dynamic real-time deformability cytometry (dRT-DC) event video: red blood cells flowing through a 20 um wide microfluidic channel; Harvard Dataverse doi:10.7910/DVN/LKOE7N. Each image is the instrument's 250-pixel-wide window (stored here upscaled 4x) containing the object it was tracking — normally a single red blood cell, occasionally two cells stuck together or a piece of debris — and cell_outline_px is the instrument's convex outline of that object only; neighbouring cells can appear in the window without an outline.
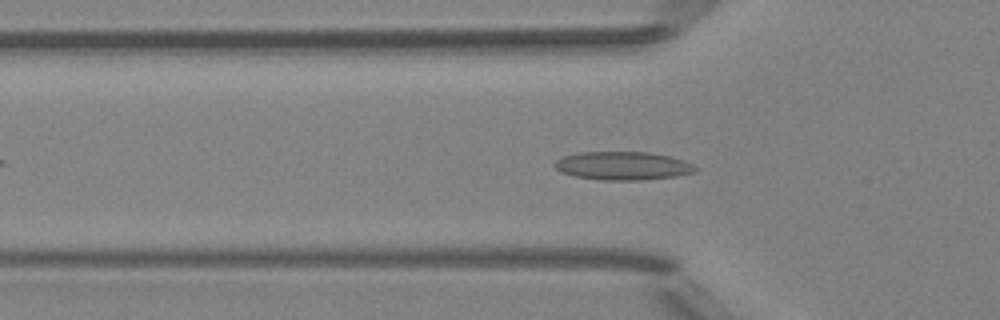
{"species": "Egyptian fruit bat (a non-hibernating species)", "species_latin": "Rousettus aegyptiacus", "temperature_condition": "room temperature", "stored_images_in_passage": 42, "segment_of_instrument_passage": [1, 2], "camera_frame_rate_fps": 3000, "um_per_image_px": 0.085, "animal": {"sex": "female"}, "frame": {"image": 1, "passage_image": 11, "time_ms": 3.333, "image_size_px": [1000, 320], "cell_outline_px": [[696, 172], [676, 176], [640, 180], [604, 180], [576, 176], [560, 172], [552, 164], [556, 160], [564, 156], [576, 152], [648, 152], [672, 156], [684, 160], [692, 164], [696, 168]], "centroid_in_image_um": [52.94, 14.08], "position_along_channel_um": 72.9, "area_um2": 23.29}}
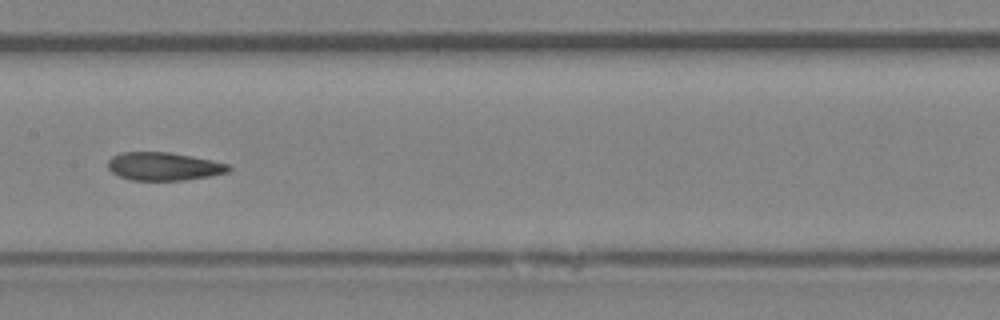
{"frame": {"image": 2, "passage_image": 20, "time_ms": 6.333, "image_size_px": [1000, 320], "cell_outline_px": [[232, 168], [228, 172], [208, 176], [184, 180], [132, 180], [120, 176], [112, 172], [108, 168], [108, 160], [112, 156], [120, 152], [168, 152], [192, 156], [212, 160], [228, 164]], "centroid_in_image_um": [13.91, 14.13], "position_along_channel_um": 193.5, "area_um2": 19.71}}
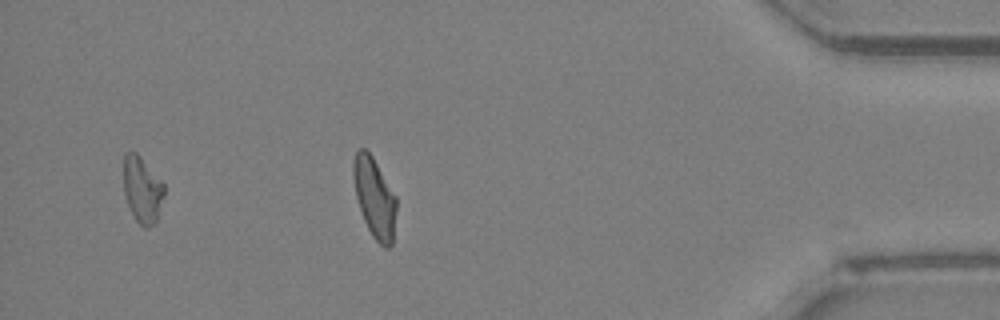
{"frame": {"image": 3, "passage_image": 39, "time_ms": 12.667, "image_size_px": [1000, 320], "cell_outline_px": [[164, 196], [156, 220], [148, 228], [144, 228], [136, 220], [128, 204], [124, 192], [124, 152], [136, 152], [140, 156], [164, 184]], "centroid_in_image_um": [12.09, 16.11], "position_along_channel_um": 423.1, "area_um2": 15.37}}